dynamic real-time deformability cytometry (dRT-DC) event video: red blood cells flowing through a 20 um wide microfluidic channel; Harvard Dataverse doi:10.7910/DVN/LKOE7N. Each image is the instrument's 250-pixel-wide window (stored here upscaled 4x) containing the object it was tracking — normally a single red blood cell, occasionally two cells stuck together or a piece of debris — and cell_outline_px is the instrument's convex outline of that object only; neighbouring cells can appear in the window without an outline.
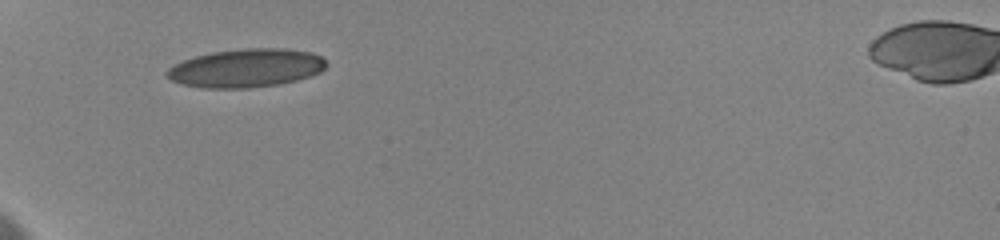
{"species": "human", "species_latin": "Homo sapiens", "temperature_condition": "cold", "stored_images_in_passage": 44, "camera_frame_rate_fps": 3000, "um_per_image_px": 0.085, "donor": {"sex": "female"}, "frame": {"image": 1, "passage_image": 1, "time_ms": 0.0, "image_size_px": [1000, 240], "cell_outline_px": [[328, 64], [320, 72], [296, 80], [280, 84], [248, 88], [200, 88], [180, 84], [172, 80], [164, 72], [168, 68], [184, 60], [196, 56], [212, 52], [244, 48], [288, 48], [312, 52], [320, 56]], "centroid_in_image_um": [20.92, 5.78], "position_along_channel_um": 64.1, "area_um2": 35.78}}
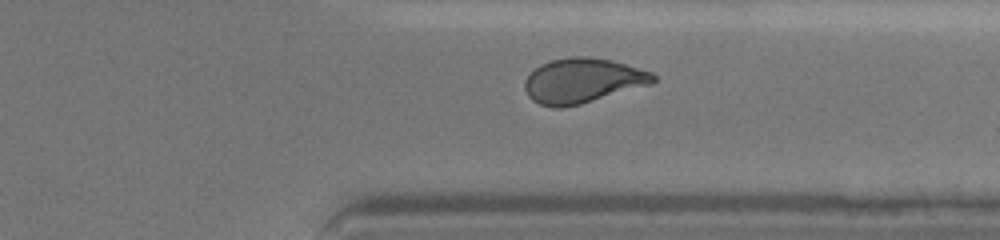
{"frame": {"image": 2, "passage_image": 40, "time_ms": 8.667, "image_size_px": [1000, 240], "cell_outline_px": [[656, 80], [652, 84], [580, 104], [560, 108], [556, 108], [540, 104], [532, 100], [528, 96], [524, 88], [524, 80], [540, 64], [552, 60], [572, 56], [588, 56], [612, 60], [652, 72], [656, 76]], "centroid_in_image_um": [49.52, 6.85], "position_along_channel_um": 361.9, "area_um2": 33.52}}
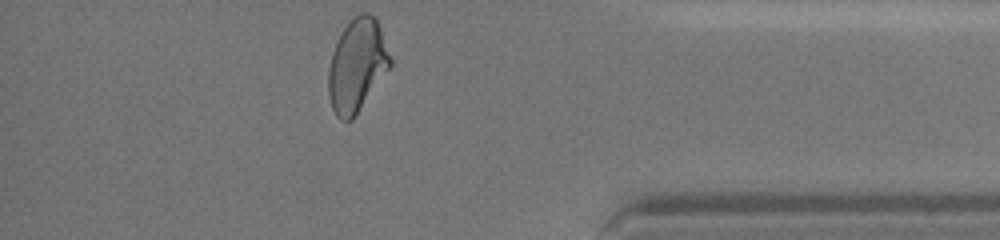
{"frame": {"image": 3, "passage_image": 44, "time_ms": 10.333, "image_size_px": [1000, 240], "cell_outline_px": [[392, 64], [352, 120], [340, 120], [336, 116], [332, 108], [328, 96], [328, 68], [332, 52], [344, 28], [360, 12], [368, 12], [376, 16], [392, 60]], "centroid_in_image_um": [30.34, 5.55], "position_along_channel_um": 404.9, "area_um2": 33.18}, "authors_computed_cell_mechanics": {"area_um2": 34.1309, "velocity_mm_per_s": 3.5996, "shape_relaxation_time_tau1_ms": 5.2124, "shape_relaxation_time_tau2_ms": 1.4342, "deformation_change_tau1": 0.1398, "deformation_change_tau2": 0.0608}}